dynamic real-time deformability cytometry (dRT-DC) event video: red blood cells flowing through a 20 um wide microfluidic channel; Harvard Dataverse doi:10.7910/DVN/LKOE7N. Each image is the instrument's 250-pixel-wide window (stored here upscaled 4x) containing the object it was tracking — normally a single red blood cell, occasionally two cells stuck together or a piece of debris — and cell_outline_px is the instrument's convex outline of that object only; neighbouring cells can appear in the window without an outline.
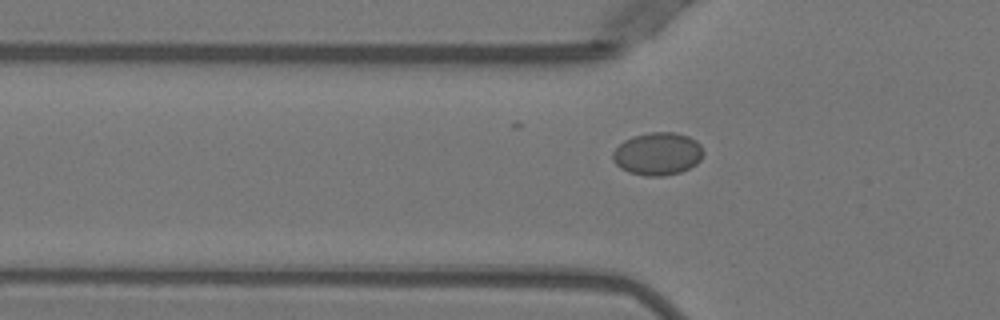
{"species": "Egyptian fruit bat (a non-hibernating species)", "species_latin": "Rousettus aegyptiacus", "temperature_condition": "warm", "stored_images_in_passage": 8, "camera_frame_rate_fps": 3000, "um_per_image_px": 0.085, "animal": {"sex": "female"}, "frame": {"image": 1, "passage_image": 5, "time_ms": 1.333, "image_size_px": [1000, 320], "cell_outline_px": [[704, 152], [700, 160], [696, 164], [680, 172], [664, 176], [644, 176], [628, 172], [620, 168], [612, 160], [612, 152], [624, 140], [632, 136], [648, 132], [676, 132], [688, 136], [696, 140], [704, 148]], "centroid_in_image_um": [55.9, 13.07], "position_along_channel_um": 69.9, "area_um2": 22.83}}